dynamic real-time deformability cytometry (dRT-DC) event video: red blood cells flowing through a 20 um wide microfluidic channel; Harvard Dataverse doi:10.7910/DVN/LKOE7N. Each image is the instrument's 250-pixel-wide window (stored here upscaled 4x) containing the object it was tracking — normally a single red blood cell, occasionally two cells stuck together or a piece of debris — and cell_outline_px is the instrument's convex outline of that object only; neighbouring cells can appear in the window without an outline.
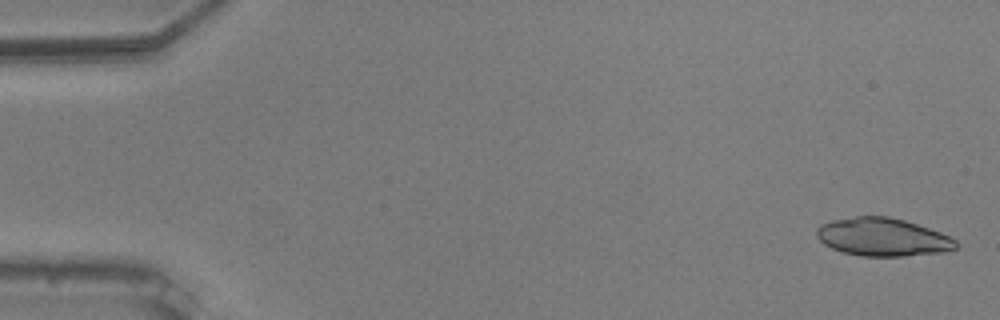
{"species": "common noctule bat (a hibernating species)", "species_latin": "Nyctalus noctula", "temperature_condition": "warm", "stored_images_in_passage": 18, "camera_frame_rate_fps": 3000, "um_per_image_px": 0.085, "animal": {"sex": "male", "body_mass_g": 20.5, "forearm_length_mm": 52.5}, "frame": {"image": 1, "passage_image": 2, "time_ms": 0.333, "image_size_px": [1000, 320], "cell_outline_px": [[960, 244], [956, 248], [944, 252], [904, 256], [860, 256], [844, 252], [832, 248], [824, 244], [816, 236], [816, 228], [820, 224], [832, 220], [856, 216], [888, 216], [904, 220], [940, 232], [956, 240]], "centroid_in_image_um": [75.02, 20.15], "position_along_channel_um": 10.0, "area_um2": 30.92}}
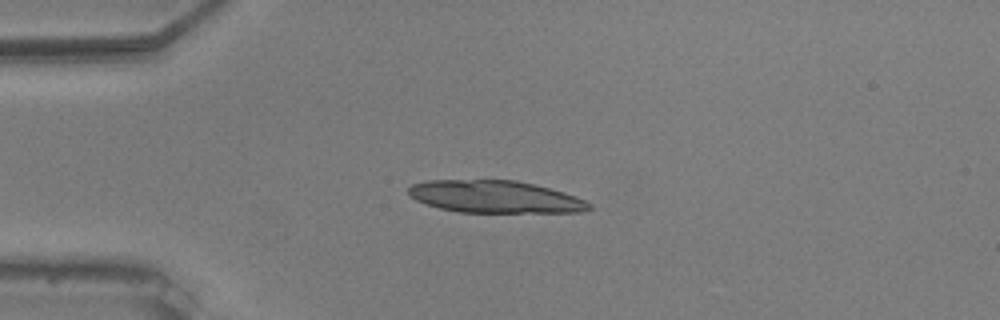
{"frame": {"image": 2, "passage_image": 14, "time_ms": 4.333, "image_size_px": [1000, 320], "cell_outline_px": [[592, 208], [580, 212], [460, 212], [440, 208], [416, 200], [408, 192], [408, 188], [412, 184], [428, 180], [516, 180], [564, 192], [584, 200], [592, 204]], "centroid_in_image_um": [42.08, 16.72], "position_along_channel_um": 42.9, "area_um2": 33.7}}